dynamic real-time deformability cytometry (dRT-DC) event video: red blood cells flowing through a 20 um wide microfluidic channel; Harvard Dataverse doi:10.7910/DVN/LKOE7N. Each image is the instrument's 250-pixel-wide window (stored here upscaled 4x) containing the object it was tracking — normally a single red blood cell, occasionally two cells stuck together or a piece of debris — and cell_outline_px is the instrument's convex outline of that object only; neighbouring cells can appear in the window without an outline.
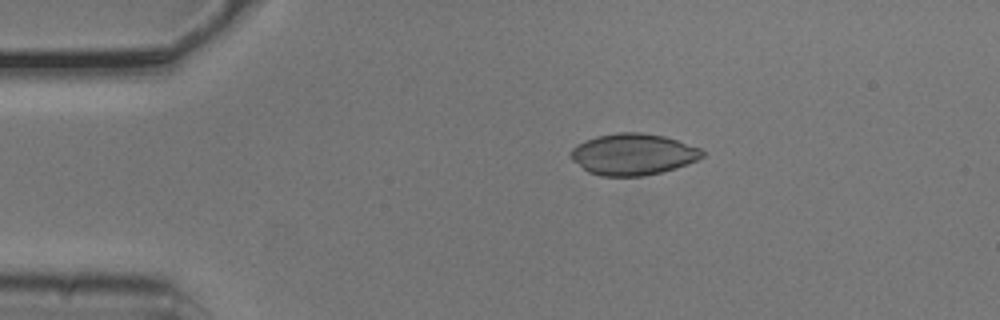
{"species": "common noctule bat (a hibernating species)", "species_latin": "Nyctalus noctula", "temperature_condition": "cold", "stored_images_in_passage": 5, "camera_frame_rate_fps": 3000, "um_per_image_px": 0.085, "animal": {"sex": "male", "body_mass_g": 20.5, "forearm_length_mm": 52.5}, "frame": {"image": 1, "passage_image": 2, "time_ms": 0.333, "image_size_px": [1000, 320], "cell_outline_px": [[704, 156], [696, 160], [676, 168], [644, 176], [600, 176], [588, 172], [572, 160], [568, 156], [568, 152], [576, 144], [584, 140], [596, 136], [616, 132], [644, 132], [664, 136], [700, 148], [704, 152]], "centroid_in_image_um": [53.75, 13.11], "position_along_channel_um": 31.3, "area_um2": 31.96}}